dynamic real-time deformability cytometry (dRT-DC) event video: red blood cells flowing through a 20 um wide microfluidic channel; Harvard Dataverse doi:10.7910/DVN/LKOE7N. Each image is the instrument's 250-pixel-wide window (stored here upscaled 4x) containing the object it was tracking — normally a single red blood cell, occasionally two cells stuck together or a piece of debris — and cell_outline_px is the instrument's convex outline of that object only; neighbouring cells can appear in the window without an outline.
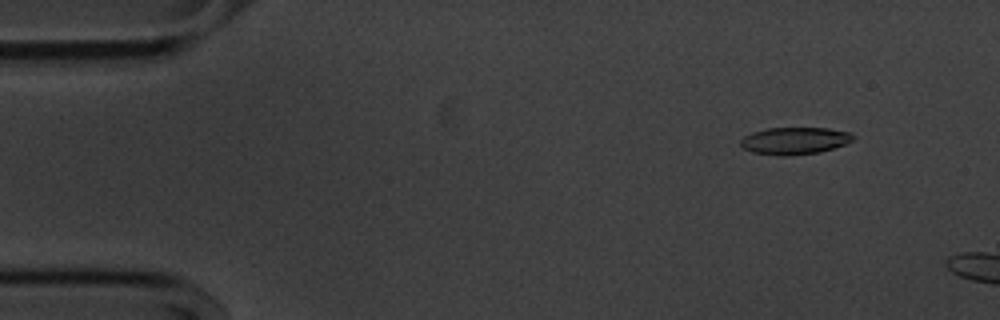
{"species": "common noctule bat (a hibernating species)", "species_latin": "Nyctalus noctula", "temperature_condition": "cold", "stored_images_in_passage": 10, "camera_frame_rate_fps": 3000, "um_per_image_px": 0.085, "animal": {"sex": "male", "body_mass_g": 20.1, "forearm_length_mm": 53.5}, "frame": {"image": 1, "passage_image": 6, "time_ms": 1.667, "image_size_px": [1000, 320], "cell_outline_px": [[856, 136], [852, 140], [844, 144], [820, 152], [784, 156], [776, 156], [752, 152], [744, 148], [740, 144], [740, 140], [744, 136], [752, 132], [768, 128], [828, 128], [852, 132]], "centroid_in_image_um": [67.54, 11.96], "position_along_channel_um": 17.5, "area_um2": 17.86}}